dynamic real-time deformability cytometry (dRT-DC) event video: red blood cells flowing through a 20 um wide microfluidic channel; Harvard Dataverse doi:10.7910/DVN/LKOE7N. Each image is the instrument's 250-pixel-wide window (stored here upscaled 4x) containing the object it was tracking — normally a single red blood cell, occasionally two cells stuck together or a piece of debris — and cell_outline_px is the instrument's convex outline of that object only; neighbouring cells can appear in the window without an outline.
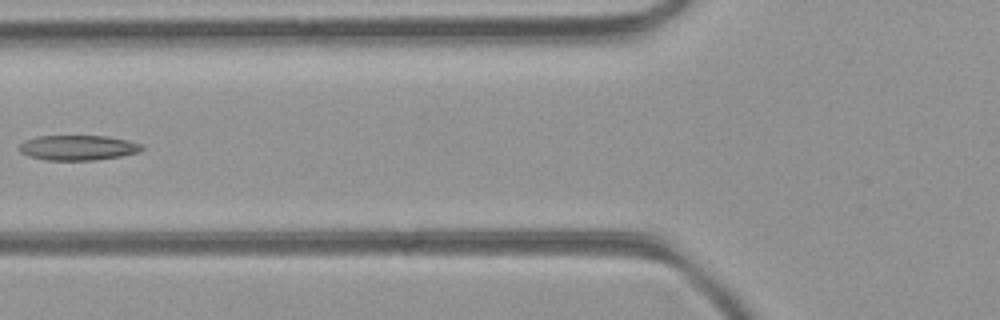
{"species": "common noctule bat (a hibernating species)", "species_latin": "Nyctalus noctula", "temperature_condition": "room temperature", "stored_images_in_passage": 6, "camera_frame_rate_fps": 3000, "um_per_image_px": 0.085, "animal": {"sex": "female", "body_mass_g": 21.9}, "frame": {"image": 1, "passage_image": 6, "time_ms": 1.667, "image_size_px": [1000, 320], "cell_outline_px": [[144, 148], [140, 152], [120, 156], [96, 160], [44, 160], [28, 156], [20, 152], [20, 144], [24, 140], [36, 136], [108, 136], [128, 140], [140, 144]], "centroid_in_image_um": [6.61, 12.55], "position_along_channel_um": 119.2, "area_um2": 17.98}}